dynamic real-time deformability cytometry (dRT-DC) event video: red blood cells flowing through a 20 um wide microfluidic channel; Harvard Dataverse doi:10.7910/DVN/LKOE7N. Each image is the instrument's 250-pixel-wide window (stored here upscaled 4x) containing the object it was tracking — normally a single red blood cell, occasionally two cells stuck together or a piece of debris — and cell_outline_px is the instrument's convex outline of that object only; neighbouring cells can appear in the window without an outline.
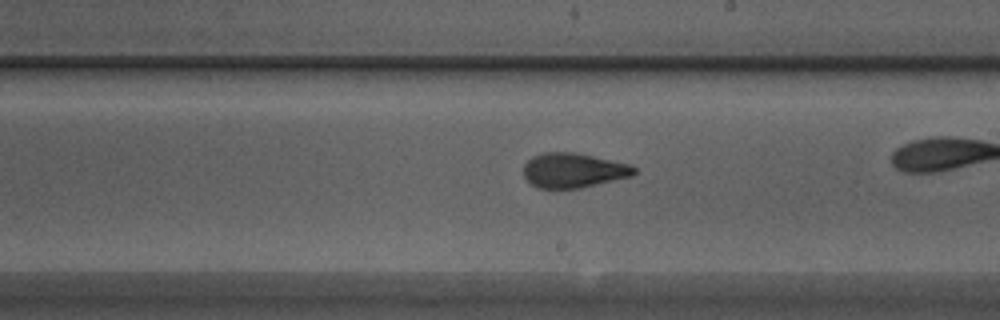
{"species": "Egyptian fruit bat (a non-hibernating species)", "species_latin": "Rousettus aegyptiacus", "temperature_condition": "warm", "stored_images_in_passage": 39, "camera_frame_rate_fps": 3000, "um_per_image_px": 0.085, "animal": {"sex": "male"}, "frame": {"image": 1, "passage_image": 28, "time_ms": 9.0, "image_size_px": [1000, 320], "cell_outline_px": [[636, 172], [632, 176], [580, 188], [536, 188], [524, 176], [524, 164], [532, 156], [544, 152], [576, 152], [632, 164], [636, 168]], "centroid_in_image_um": [48.76, 14.47], "position_along_channel_um": 240.2, "area_um2": 22.48}}
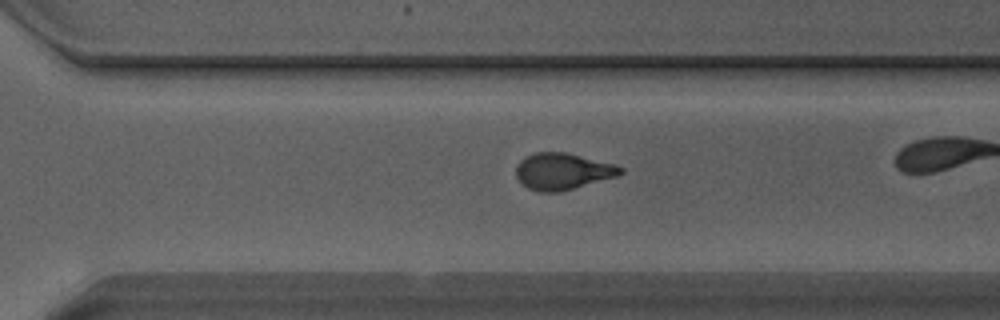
{"frame": {"image": 2, "passage_image": 34, "time_ms": 11.0, "image_size_px": [1000, 320], "cell_outline_px": [[624, 172], [616, 176], [560, 192], [540, 192], [528, 188], [516, 176], [516, 164], [524, 156], [536, 152], [564, 152], [616, 164], [624, 168]], "centroid_in_image_um": [47.81, 14.55], "position_along_channel_um": 322.8, "area_um2": 22.2}}